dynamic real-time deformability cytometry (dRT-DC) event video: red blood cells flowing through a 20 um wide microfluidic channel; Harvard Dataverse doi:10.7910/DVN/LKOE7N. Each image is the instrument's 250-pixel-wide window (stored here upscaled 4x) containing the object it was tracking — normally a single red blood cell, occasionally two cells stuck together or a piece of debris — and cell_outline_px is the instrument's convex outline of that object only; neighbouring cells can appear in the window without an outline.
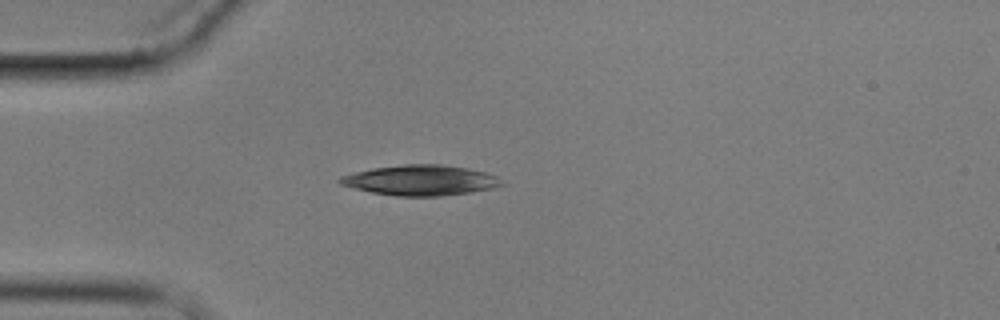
{"species": "common noctule bat (a hibernating species)", "species_latin": "Nyctalus noctula", "temperature_condition": "cold", "stored_images_in_passage": 5, "camera_frame_rate_fps": 3000, "um_per_image_px": 0.085, "animal": {"sex": "male", "body_mass_g": 17.9}, "frame": {"image": 1, "passage_image": 5, "time_ms": 5.667, "image_size_px": [1000, 320], "cell_outline_px": [[504, 184], [492, 188], [472, 192], [440, 196], [396, 196], [372, 192], [352, 188], [340, 184], [336, 180], [340, 176], [352, 172], [372, 168], [404, 164], [440, 164], [468, 168], [484, 172], [496, 176], [504, 180]], "centroid_in_image_um": [35.72, 15.32], "position_along_channel_um": 49.3, "area_um2": 28.78}}